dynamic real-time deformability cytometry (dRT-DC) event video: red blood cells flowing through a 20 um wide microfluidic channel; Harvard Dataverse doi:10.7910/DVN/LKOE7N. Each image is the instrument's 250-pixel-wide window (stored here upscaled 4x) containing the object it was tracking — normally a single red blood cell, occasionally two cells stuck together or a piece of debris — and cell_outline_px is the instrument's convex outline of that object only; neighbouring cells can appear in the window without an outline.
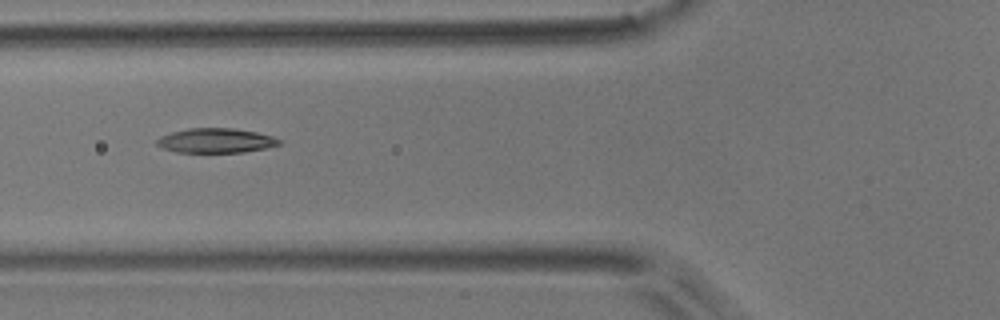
{"species": "common noctule bat (a hibernating species)", "species_latin": "Nyctalus noctula", "temperature_condition": "room temperature", "stored_images_in_passage": 7, "camera_frame_rate_fps": 3000, "um_per_image_px": 0.085, "animal": {"sex": "male", "body_mass_g": 17.9}, "frame": {"image": 1, "passage_image": 5, "time_ms": 6.0, "image_size_px": [1000, 320], "cell_outline_px": [[280, 144], [264, 148], [244, 152], [176, 152], [160, 148], [156, 144], [156, 140], [160, 136], [172, 132], [188, 128], [232, 128], [256, 132], [272, 136], [280, 140]], "centroid_in_image_um": [18.29, 11.95], "position_along_channel_um": 107.5, "area_um2": 17.46}}
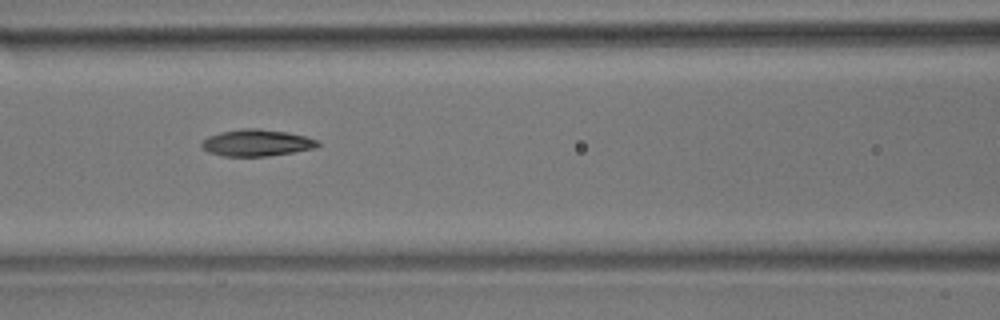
{"frame": {"image": 2, "passage_image": 6, "time_ms": 7.0, "image_size_px": [1000, 320], "cell_outline_px": [[320, 144], [316, 148], [268, 156], [220, 156], [208, 152], [200, 144], [208, 136], [220, 132], [244, 128], [260, 128], [288, 132], [304, 136], [316, 140]], "centroid_in_image_um": [21.8, 12.13], "position_along_channel_um": 144.8, "area_um2": 18.03}}
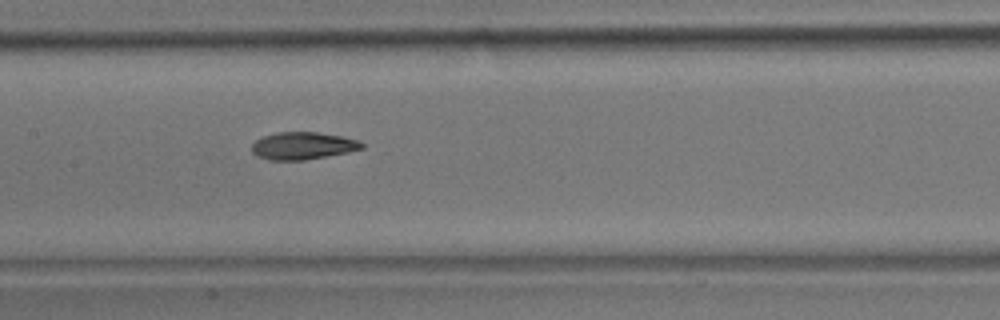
{"frame": {"image": 3, "passage_image": 7, "time_ms": 8.0, "image_size_px": [1000, 320], "cell_outline_px": [[364, 148], [348, 152], [304, 160], [268, 160], [256, 156], [252, 152], [252, 144], [256, 140], [264, 136], [276, 132], [316, 132], [340, 136], [356, 140], [364, 144]], "centroid_in_image_um": [25.7, 12.39], "position_along_channel_um": 181.7, "area_um2": 17.46}}